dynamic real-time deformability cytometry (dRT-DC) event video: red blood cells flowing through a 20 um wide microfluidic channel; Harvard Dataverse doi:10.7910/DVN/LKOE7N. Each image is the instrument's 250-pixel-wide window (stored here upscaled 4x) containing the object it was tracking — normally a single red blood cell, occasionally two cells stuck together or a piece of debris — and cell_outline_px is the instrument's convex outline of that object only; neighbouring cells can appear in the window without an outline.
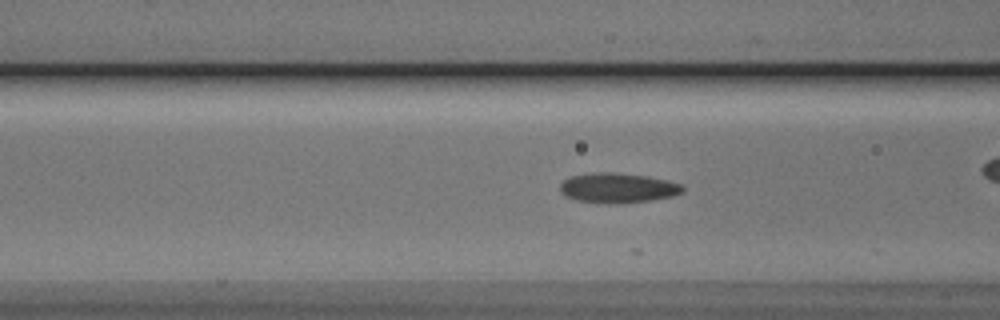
{"species": "Egyptian fruit bat (a non-hibernating species)", "species_latin": "Rousettus aegyptiacus", "temperature_condition": "cold", "stored_images_in_passage": 14, "camera_frame_rate_fps": 3000, "um_per_image_px": 0.085, "animal": {"sex": "male"}, "frame": {"image": 1, "passage_image": 4, "time_ms": 1.0, "image_size_px": [1000, 320], "cell_outline_px": [[684, 192], [672, 196], [652, 200], [616, 204], [612, 204], [576, 200], [564, 196], [560, 192], [560, 184], [564, 180], [572, 176], [592, 172], [612, 172], [648, 176], [680, 184], [684, 188]], "centroid_in_image_um": [52.48, 15.98], "position_along_channel_um": 114.1, "area_um2": 21.39}}
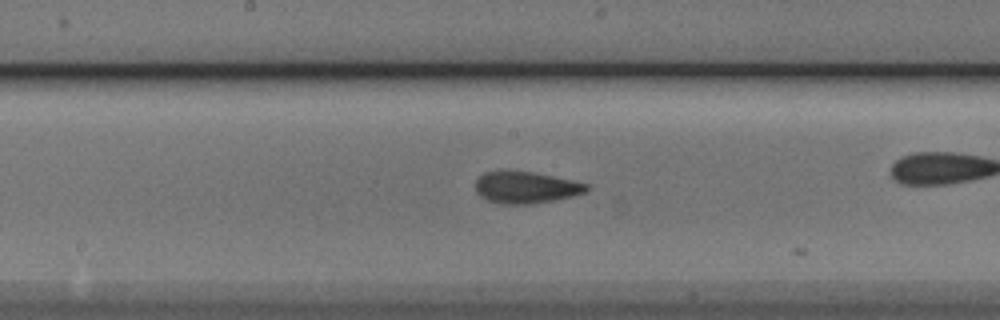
{"frame": {"image": 2, "passage_image": 11, "time_ms": 3.333, "image_size_px": [1000, 320], "cell_outline_px": [[588, 188], [584, 192], [572, 196], [532, 204], [504, 204], [488, 200], [480, 196], [476, 192], [476, 180], [484, 172], [536, 172], [572, 180], [588, 184]], "centroid_in_image_um": [44.7, 15.94], "position_along_channel_um": 203.5, "area_um2": 20.17}}